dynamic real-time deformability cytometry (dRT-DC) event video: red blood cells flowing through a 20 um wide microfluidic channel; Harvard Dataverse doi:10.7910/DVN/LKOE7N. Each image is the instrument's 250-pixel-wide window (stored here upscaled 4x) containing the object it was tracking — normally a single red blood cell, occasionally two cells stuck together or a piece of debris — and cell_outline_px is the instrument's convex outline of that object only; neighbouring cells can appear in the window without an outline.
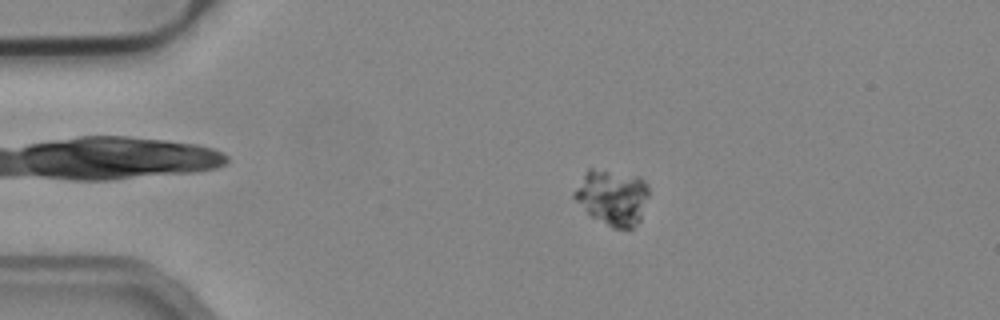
{"species": "common noctule bat (a hibernating species)", "species_latin": "Nyctalus noctula", "temperature_condition": "cold", "stored_images_in_passage": 45, "camera_frame_rate_fps": 3000, "um_per_image_px": 0.085, "animal": {"sex": "male", "body_mass_g": 19.2, "forearm_length_mm": 51.8}, "frame": {"image": 1, "passage_image": 1, "time_ms": 0.0, "image_size_px": [1000, 320], "cell_outline_px": [[648, 196], [640, 220], [632, 228], [612, 228], [592, 216], [572, 196], [572, 192], [584, 172], [588, 168], [592, 168], [640, 176], [648, 184]], "centroid_in_image_um": [52.05, 16.74], "position_along_channel_um": 33.0, "area_um2": 24.16}}
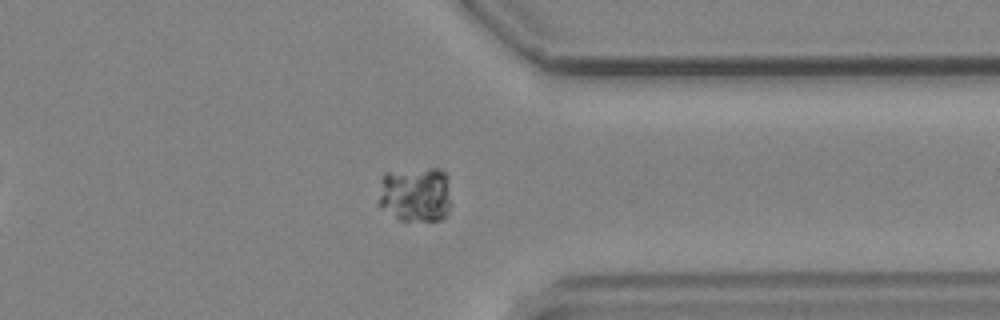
{"frame": {"image": 2, "passage_image": 33, "time_ms": 10.667, "image_size_px": [1000, 320], "cell_outline_px": [[452, 204], [448, 216], [440, 220], [400, 220], [380, 204], [380, 196], [384, 172], [428, 168], [440, 168], [448, 176]], "centroid_in_image_um": [35.43, 16.51], "position_along_channel_um": 376.0, "area_um2": 23.52}}
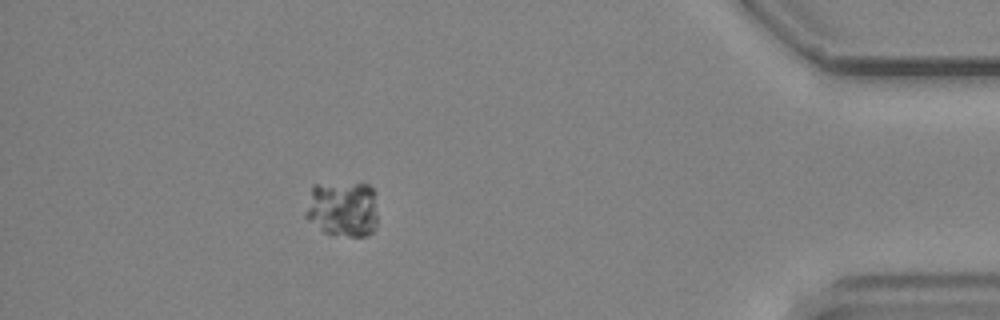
{"frame": {"image": 3, "passage_image": 39, "time_ms": 12.667, "image_size_px": [1000, 320], "cell_outline_px": [[376, 224], [372, 232], [368, 236], [348, 236], [324, 232], [304, 216], [304, 212], [312, 184], [360, 180], [368, 184], [376, 192]], "centroid_in_image_um": [29.13, 17.67], "position_along_channel_um": 406.1, "area_um2": 24.45}}